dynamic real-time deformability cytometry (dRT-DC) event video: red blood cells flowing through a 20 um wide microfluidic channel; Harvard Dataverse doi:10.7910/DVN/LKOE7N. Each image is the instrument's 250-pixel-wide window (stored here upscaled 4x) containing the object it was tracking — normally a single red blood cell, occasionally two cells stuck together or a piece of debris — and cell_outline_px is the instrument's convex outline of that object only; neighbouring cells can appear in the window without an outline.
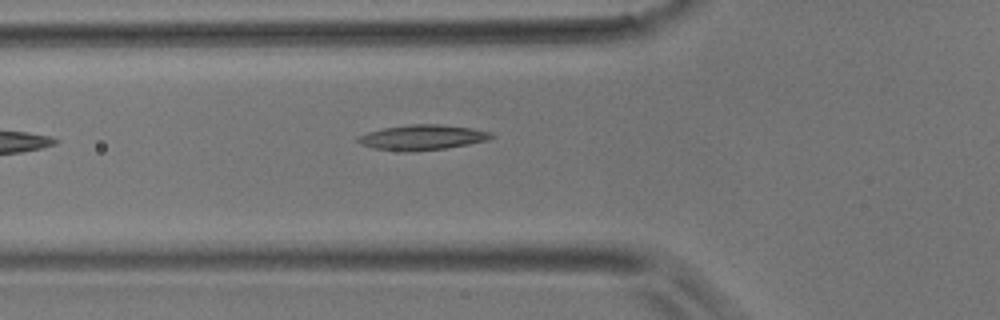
{"species": "common noctule bat (a hibernating species)", "species_latin": "Nyctalus noctula", "temperature_condition": "room temperature", "stored_images_in_passage": 2, "camera_frame_rate_fps": 3000, "um_per_image_px": 0.085, "animal": {"sex": "male", "body_mass_g": 17.9}, "frame": {"image": 1, "passage_image": 2, "time_ms": 0.333, "image_size_px": [1000, 320], "cell_outline_px": [[496, 136], [488, 140], [468, 144], [444, 148], [412, 152], [404, 152], [376, 148], [360, 144], [356, 140], [356, 136], [368, 132], [384, 128], [408, 124], [440, 124], [472, 128], [492, 132]], "centroid_in_image_um": [35.9, 11.67], "position_along_channel_um": 89.9, "area_um2": 19.65}}